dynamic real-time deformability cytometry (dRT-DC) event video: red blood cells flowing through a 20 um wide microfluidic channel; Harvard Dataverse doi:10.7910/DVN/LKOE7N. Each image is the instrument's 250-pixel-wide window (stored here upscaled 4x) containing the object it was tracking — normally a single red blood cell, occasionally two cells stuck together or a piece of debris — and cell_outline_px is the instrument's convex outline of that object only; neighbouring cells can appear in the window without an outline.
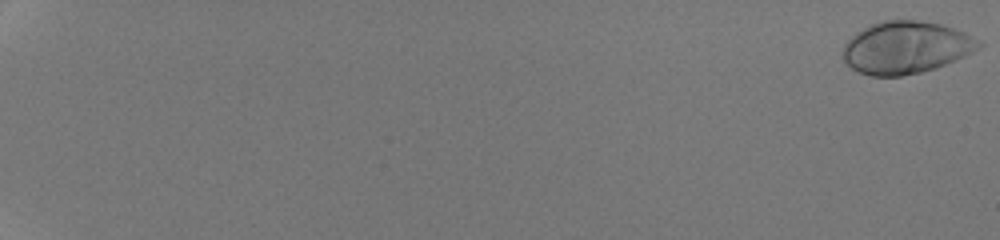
{"species": "human", "species_latin": "Homo sapiens", "temperature_condition": "room temperature", "stored_images_in_passage": 54, "camera_frame_rate_fps": 3000, "um_per_image_px": 0.085, "donor": {"sex": "male"}, "frame": {"image": 1, "passage_image": 1, "time_ms": 0.0, "image_size_px": [1000, 240], "cell_outline_px": [[984, 44], [972, 52], [964, 56], [944, 64], [920, 72], [900, 76], [872, 76], [860, 72], [852, 68], [844, 60], [844, 44], [856, 32], [880, 20], [916, 20], [940, 24], [964, 32]], "centroid_in_image_um": [76.98, 4.03], "position_along_channel_um": 8.0, "area_um2": 40.81}}
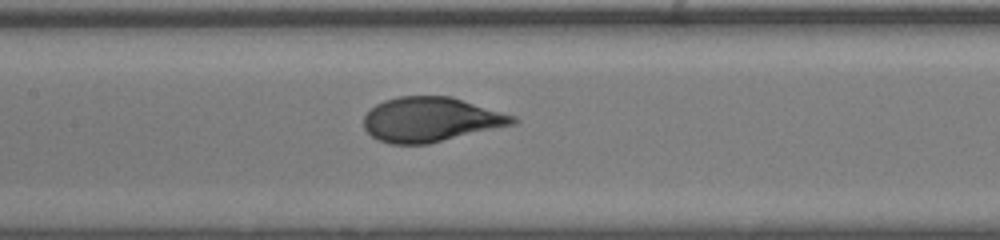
{"frame": {"image": 2, "passage_image": 31, "time_ms": 10.0, "image_size_px": [1000, 240], "cell_outline_px": [[520, 120], [516, 124], [428, 144], [392, 144], [376, 140], [364, 128], [364, 116], [376, 104], [384, 100], [400, 96], [452, 96], [516, 116]], "centroid_in_image_um": [36.64, 10.16], "position_along_channel_um": 170.8, "area_um2": 38.96}}
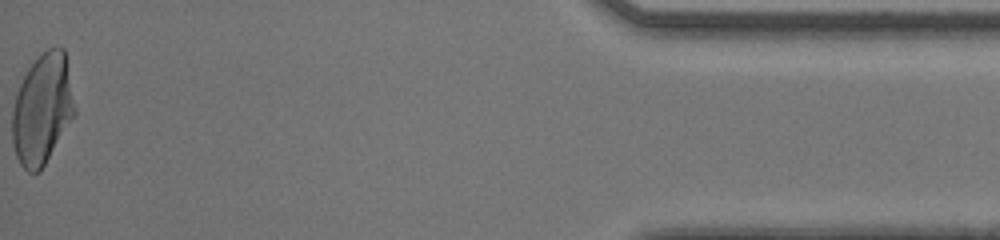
{"frame": {"image": 3, "passage_image": 54, "time_ms": 17.667, "image_size_px": [1000, 240], "cell_outline_px": [[76, 112], [40, 172], [28, 172], [20, 164], [16, 156], [12, 144], [12, 108], [20, 84], [28, 68], [48, 48], [64, 48], [68, 56], [76, 108]], "centroid_in_image_um": [3.62, 9.26], "position_along_channel_um": 431.6, "area_um2": 40.4}, "authors_computed_cell_mechanics": {"area_um2": 39.0728, "velocity_mm_per_s": 4.2588, "shape_relaxation_time_tau1_ms": 3.5072, "shape_relaxation_time_tau2_ms": null, "deformation_change_tau1": 0.1968, "deformation_change_tau2": null}}